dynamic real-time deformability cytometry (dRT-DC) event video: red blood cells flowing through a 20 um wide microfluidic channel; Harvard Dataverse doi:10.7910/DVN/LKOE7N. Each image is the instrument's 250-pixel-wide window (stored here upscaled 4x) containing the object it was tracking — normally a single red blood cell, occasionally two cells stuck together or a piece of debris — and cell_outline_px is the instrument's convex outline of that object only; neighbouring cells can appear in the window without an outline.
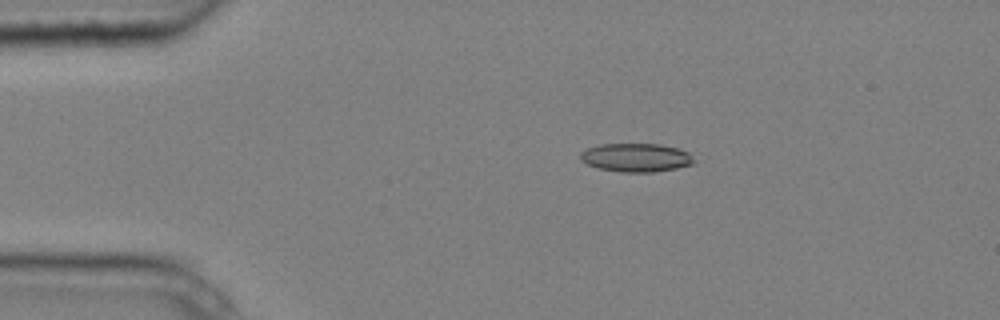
{"species": "common noctule bat (a hibernating species)", "species_latin": "Nyctalus noctula", "temperature_condition": "cold", "stored_images_in_passage": 3, "camera_frame_rate_fps": 3000, "um_per_image_px": 0.085, "animal": {"sex": "male", "body_mass_g": 20.4}, "frame": {"image": 1, "passage_image": 3, "time_ms": 0.667, "image_size_px": [1000, 320], "cell_outline_px": [[696, 164], [656, 172], [620, 172], [596, 168], [580, 160], [580, 152], [588, 148], [600, 144], [660, 144], [676, 148], [688, 152], [696, 160]], "centroid_in_image_um": [54.08, 13.4], "position_along_channel_um": 30.9, "area_um2": 19.07}}